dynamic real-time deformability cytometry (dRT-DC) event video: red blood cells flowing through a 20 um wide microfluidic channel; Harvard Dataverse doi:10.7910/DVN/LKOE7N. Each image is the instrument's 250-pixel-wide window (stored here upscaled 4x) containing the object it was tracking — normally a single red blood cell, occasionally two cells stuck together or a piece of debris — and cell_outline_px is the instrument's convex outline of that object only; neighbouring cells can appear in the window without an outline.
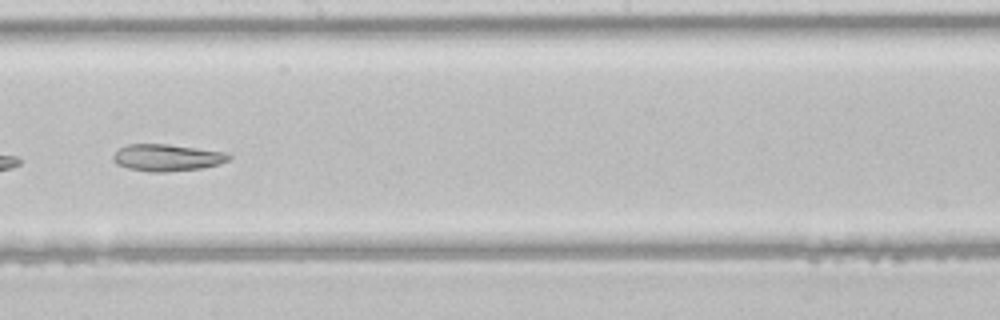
{"species": "common noctule bat (a hibernating species)", "species_latin": "Nyctalus noctula", "temperature_condition": "room temperature", "stored_images_in_passage": 40, "segment_of_instrument_passage": [2, 2], "camera_frame_rate_fps": 3000, "um_per_image_px": 0.085, "animal": {"sex": "male", "body_mass_g": 21.5, "forearm_length_mm": 52.0}, "frame": {"image": 1, "passage_image": 27, "time_ms": 8.667, "image_size_px": [1000, 320], "cell_outline_px": [[232, 156], [228, 160], [216, 164], [200, 168], [168, 172], [152, 172], [128, 168], [116, 164], [112, 160], [112, 156], [120, 148], [128, 144], [168, 144], [228, 152]], "centroid_in_image_um": [14.19, 13.39], "position_along_channel_um": 234.0, "area_um2": 18.09}}